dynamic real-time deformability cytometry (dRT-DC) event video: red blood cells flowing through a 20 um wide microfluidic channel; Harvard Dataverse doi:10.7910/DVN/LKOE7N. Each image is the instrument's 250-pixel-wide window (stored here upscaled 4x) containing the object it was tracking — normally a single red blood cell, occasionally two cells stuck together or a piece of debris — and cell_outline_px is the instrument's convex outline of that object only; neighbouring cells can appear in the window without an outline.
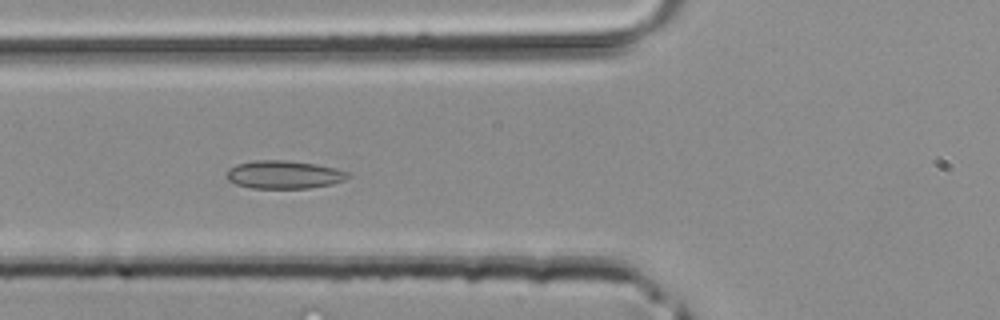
{"species": "common noctule bat (a hibernating species)", "species_latin": "Nyctalus noctula", "temperature_condition": "room temperature", "stored_images_in_passage": 36, "camera_frame_rate_fps": 3000, "um_per_image_px": 0.085, "animal": {"sex": "male", "body_mass_g": 20.4}, "frame": {"image": 1, "passage_image": 9, "time_ms": 2.667, "image_size_px": [1000, 320], "cell_outline_px": [[352, 176], [344, 180], [332, 184], [308, 188], [252, 188], [236, 184], [228, 180], [224, 176], [236, 164], [252, 160], [284, 160], [316, 164], [336, 168], [348, 172]], "centroid_in_image_um": [24.15, 14.84], "position_along_channel_um": 101.7, "area_um2": 19.88}}
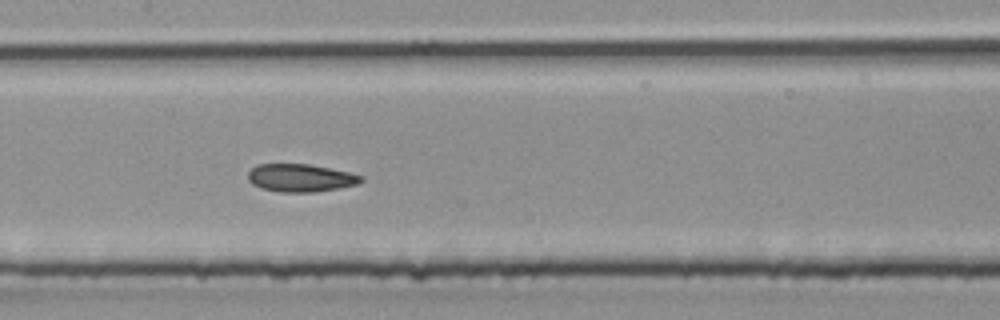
{"frame": {"image": 2, "passage_image": 14, "time_ms": 4.333, "image_size_px": [1000, 320], "cell_outline_px": [[364, 180], [356, 184], [340, 188], [312, 192], [280, 192], [260, 188], [252, 184], [248, 180], [248, 172], [256, 164], [308, 164], [348, 172], [364, 176]], "centroid_in_image_um": [25.52, 15.12], "position_along_channel_um": 181.9, "area_um2": 18.32}}
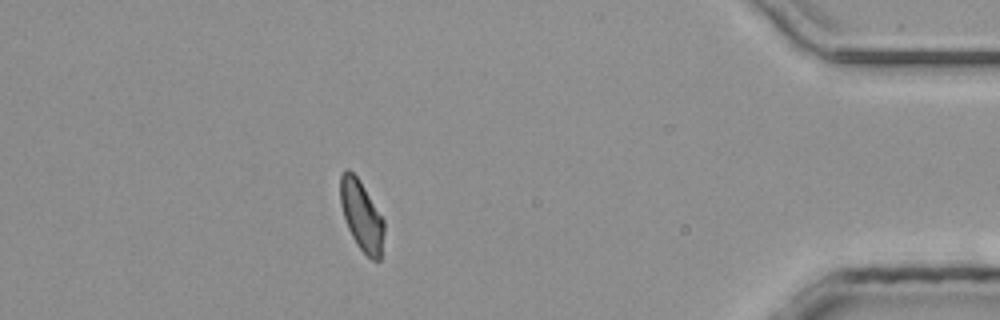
{"frame": {"image": 3, "passage_image": 31, "time_ms": 10.0, "image_size_px": [1000, 320], "cell_outline_px": [[384, 232], [380, 260], [372, 260], [356, 244], [348, 228], [340, 204], [340, 176], [348, 168], [360, 180], [384, 220]], "centroid_in_image_um": [30.73, 18.33], "position_along_channel_um": 404.5, "area_um2": 17.69}}